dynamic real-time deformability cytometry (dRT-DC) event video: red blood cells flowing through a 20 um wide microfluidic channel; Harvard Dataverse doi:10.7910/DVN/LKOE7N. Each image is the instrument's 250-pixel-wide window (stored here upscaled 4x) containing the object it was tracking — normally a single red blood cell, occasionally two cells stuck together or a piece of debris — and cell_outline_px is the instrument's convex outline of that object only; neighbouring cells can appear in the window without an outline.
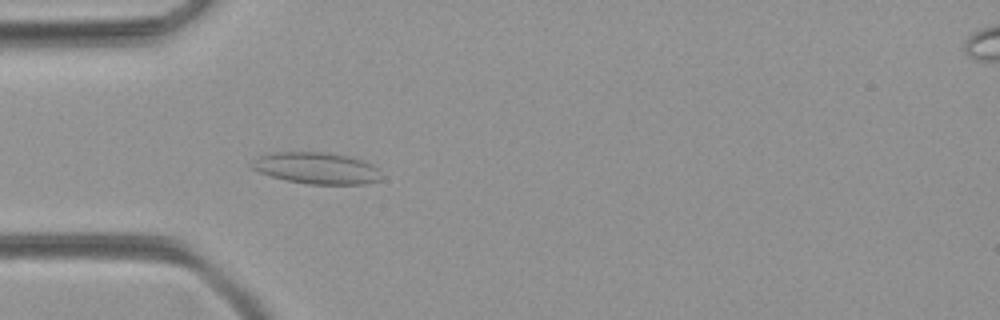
{"species": "common noctule bat (a hibernating species)", "species_latin": "Nyctalus noctula", "temperature_condition": "room temperature", "stored_images_in_passage": 30, "camera_frame_rate_fps": 3000, "um_per_image_px": 0.085, "animal": {"sex": "female", "body_mass_g": 21.9}, "frame": {"image": 1, "passage_image": 2, "time_ms": 0.333, "image_size_px": [1000, 320], "cell_outline_px": [[380, 180], [364, 184], [308, 184], [288, 180], [272, 176], [248, 168], [248, 164], [256, 156], [276, 152], [324, 152], [348, 156], [372, 164], [376, 168], [380, 176]], "centroid_in_image_um": [26.82, 14.28], "position_along_channel_um": 58.2, "area_um2": 23.76}}
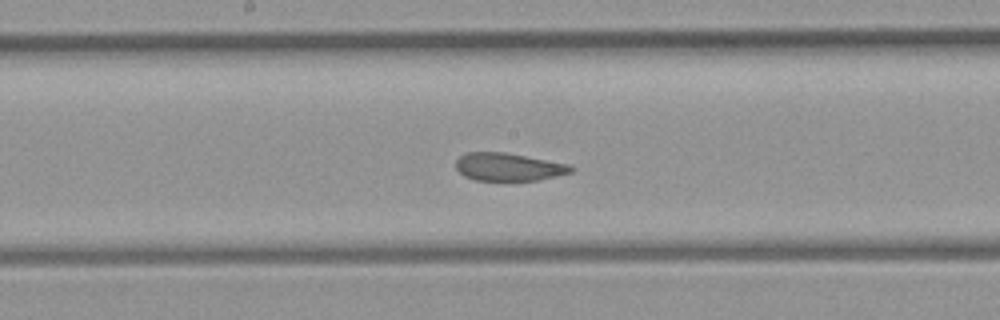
{"frame": {"image": 2, "passage_image": 13, "time_ms": 4.0, "image_size_px": [1000, 320], "cell_outline_px": [[576, 168], [572, 172], [556, 176], [536, 180], [476, 180], [464, 176], [456, 168], [456, 160], [464, 152], [504, 152], [568, 164]], "centroid_in_image_um": [43.2, 14.18], "position_along_channel_um": 205.0, "area_um2": 18.55}}
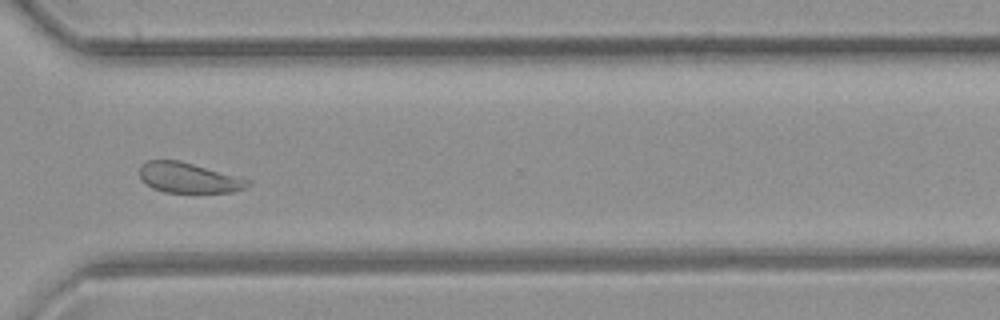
{"frame": {"image": 3, "passage_image": 24, "time_ms": 7.667, "image_size_px": [1000, 320], "cell_outline_px": [[252, 180], [248, 188], [232, 192], [164, 192], [152, 188], [140, 180], [140, 164], [148, 160], [180, 160]], "centroid_in_image_um": [16.04, 15.11], "position_along_channel_um": 354.6, "area_um2": 19.25}}